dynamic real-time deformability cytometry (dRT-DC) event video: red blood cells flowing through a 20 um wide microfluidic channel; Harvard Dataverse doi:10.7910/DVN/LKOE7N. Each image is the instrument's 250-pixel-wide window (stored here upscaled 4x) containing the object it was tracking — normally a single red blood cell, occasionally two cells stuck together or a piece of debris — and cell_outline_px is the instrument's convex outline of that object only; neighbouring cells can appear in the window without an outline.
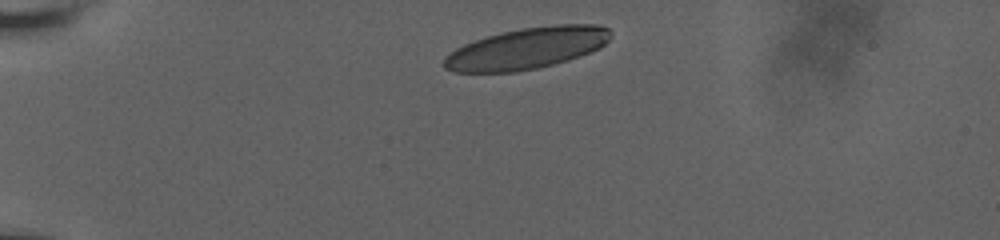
{"species": "human", "species_latin": "Homo sapiens", "temperature_condition": "room temperature", "stored_images_in_passage": 4, "camera_frame_rate_fps": 3000, "um_per_image_px": 0.085, "donor": {"sex": "male"}, "frame": {"image": 1, "passage_image": 1, "time_ms": 0.0, "image_size_px": [1000, 240], "cell_outline_px": [[612, 36], [600, 48], [568, 60], [536, 68], [516, 72], [456, 72], [444, 68], [444, 56], [456, 48], [464, 44], [500, 32], [520, 28], [556, 24], [596, 24], [608, 28], [612, 32]], "centroid_in_image_um": [44.8, 4.1], "position_along_channel_um": 40.2, "area_um2": 40.11}}
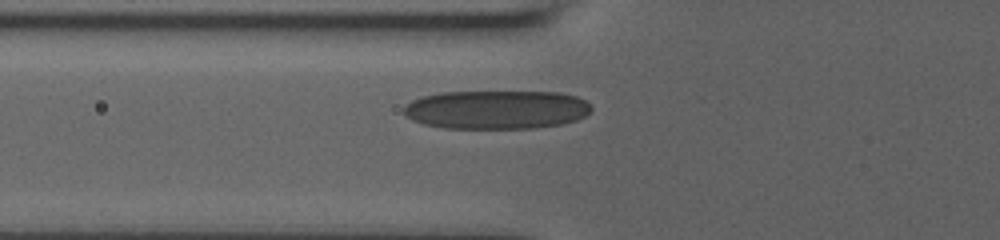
{"frame": {"image": 2, "passage_image": 4, "time_ms": 1.0, "image_size_px": [1000, 240], "cell_outline_px": [[592, 108], [584, 116], [576, 120], [560, 124], [536, 128], [444, 128], [424, 124], [412, 120], [404, 116], [404, 108], [412, 100], [424, 96], [440, 92], [560, 92], [576, 96], [584, 100]], "centroid_in_image_um": [42.18, 9.32], "position_along_channel_um": 83.6, "area_um2": 42.25}}